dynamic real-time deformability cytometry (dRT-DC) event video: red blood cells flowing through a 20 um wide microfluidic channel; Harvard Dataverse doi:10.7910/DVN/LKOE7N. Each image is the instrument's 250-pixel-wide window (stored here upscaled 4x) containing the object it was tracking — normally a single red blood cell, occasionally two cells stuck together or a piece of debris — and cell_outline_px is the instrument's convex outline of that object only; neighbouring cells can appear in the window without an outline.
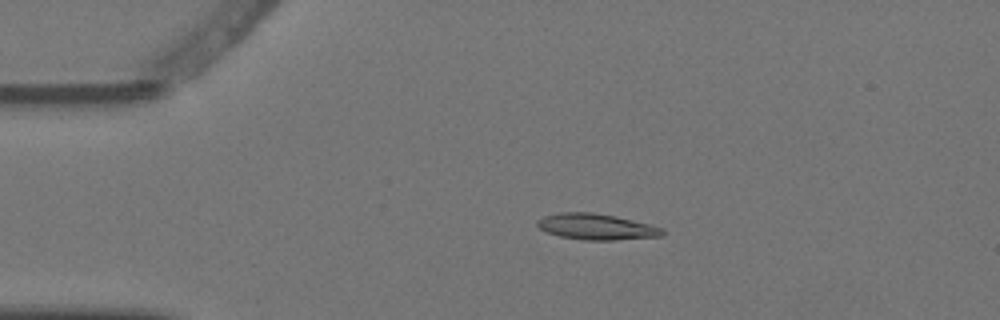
{"species": "Egyptian fruit bat (a non-hibernating species)", "species_latin": "Rousettus aegyptiacus", "temperature_condition": "warm", "stored_images_in_passage": 4, "camera_frame_rate_fps": 3000, "um_per_image_px": 0.085, "animal": {"sex": "female"}, "frame": {"image": 1, "passage_image": 3, "time_ms": 0.667, "image_size_px": [1000, 320], "cell_outline_px": [[664, 236], [612, 240], [584, 240], [560, 236], [548, 232], [540, 228], [536, 224], [536, 220], [544, 216], [560, 212], [592, 212], [616, 216], [664, 228]], "centroid_in_image_um": [50.7, 19.27], "position_along_channel_um": 34.3, "area_um2": 18.9}}